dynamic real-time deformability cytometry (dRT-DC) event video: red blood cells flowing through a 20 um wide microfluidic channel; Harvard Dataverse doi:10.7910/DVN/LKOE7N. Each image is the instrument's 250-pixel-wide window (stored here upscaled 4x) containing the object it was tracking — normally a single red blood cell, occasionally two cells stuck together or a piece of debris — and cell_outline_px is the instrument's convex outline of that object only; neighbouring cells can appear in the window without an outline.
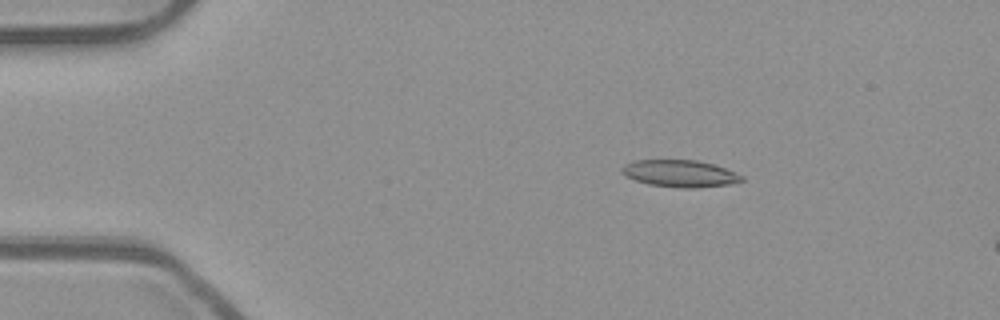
{"species": "common noctule bat (a hibernating species)", "species_latin": "Nyctalus noctula", "temperature_condition": "room temperature", "stored_images_in_passage": 7, "camera_frame_rate_fps": 3000, "um_per_image_px": 0.085, "animal": {"sex": "male", "body_mass_g": 23.1, "forearm_length_mm": 52.7}, "frame": {"image": 1, "passage_image": 1, "time_ms": 0.0, "image_size_px": [1000, 320], "cell_outline_px": [[744, 180], [728, 184], [696, 188], [680, 188], [648, 184], [624, 176], [620, 172], [620, 168], [624, 164], [636, 160], [696, 160], [712, 164], [724, 168], [744, 176]], "centroid_in_image_um": [57.75, 14.75], "position_along_channel_um": 27.3, "area_um2": 18.84}}